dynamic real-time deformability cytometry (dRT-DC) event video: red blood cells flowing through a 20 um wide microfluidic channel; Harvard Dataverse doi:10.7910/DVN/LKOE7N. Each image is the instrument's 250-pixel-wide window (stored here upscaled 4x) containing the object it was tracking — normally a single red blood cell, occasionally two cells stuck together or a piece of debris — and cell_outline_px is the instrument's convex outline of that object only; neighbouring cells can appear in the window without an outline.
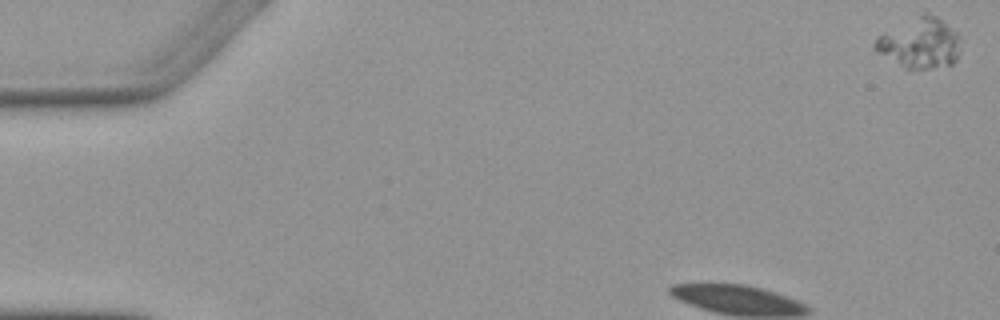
{"species": "Egyptian fruit bat (a non-hibernating species)", "species_latin": "Rousettus aegyptiacus", "temperature_condition": "warm", "stored_images_in_passage": 7, "segment_of_instrument_passage": [1, 2], "camera_frame_rate_fps": 3000, "um_per_image_px": 0.085, "animal": {"sex": "female"}, "frame": {"image": 1, "passage_image": 1, "time_ms": 0.0, "image_size_px": [1000, 320], "cell_outline_px": [[960, 36], [956, 60], [952, 64], [908, 72], [872, 48], [872, 44], [876, 36], [920, 12], [928, 12], [936, 16], [956, 32]], "centroid_in_image_um": [78.12, 3.67], "position_along_channel_um": 6.9, "area_um2": 25.66}}
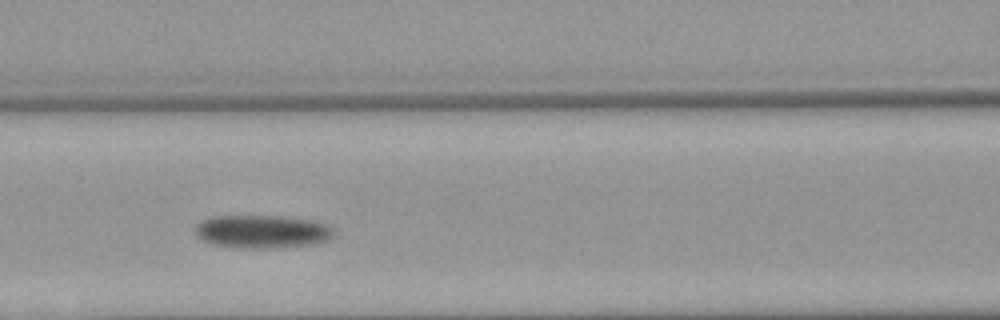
{"frame": {"image": 2, "passage_image": 5, "time_ms": 5.667, "image_size_px": [1000, 320], "cell_outline_px": [[336, 232], [328, 240], [320, 244], [268, 248], [236, 248], [212, 244], [200, 240], [196, 236], [196, 224], [200, 220], [212, 216], [280, 216], [312, 220], [328, 224]], "centroid_in_image_um": [22.28, 19.69], "position_along_channel_um": 144.3, "area_um2": 27.22}}
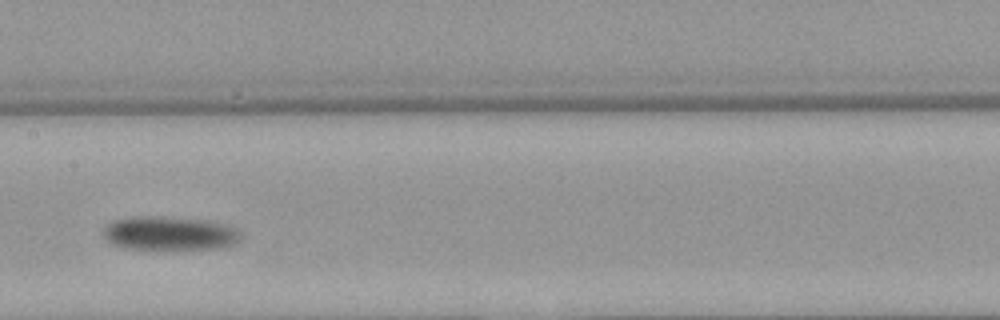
{"frame": {"image": 3, "passage_image": 6, "time_ms": 7.0, "image_size_px": [1000, 320], "cell_outline_px": [[240, 236], [232, 244], [220, 248], [148, 252], [124, 248], [112, 244], [104, 236], [104, 228], [112, 220], [128, 216], [156, 216], [200, 220], [224, 224], [236, 228], [240, 232]], "centroid_in_image_um": [14.32, 19.88], "position_along_channel_um": 193.1, "area_um2": 27.92}}